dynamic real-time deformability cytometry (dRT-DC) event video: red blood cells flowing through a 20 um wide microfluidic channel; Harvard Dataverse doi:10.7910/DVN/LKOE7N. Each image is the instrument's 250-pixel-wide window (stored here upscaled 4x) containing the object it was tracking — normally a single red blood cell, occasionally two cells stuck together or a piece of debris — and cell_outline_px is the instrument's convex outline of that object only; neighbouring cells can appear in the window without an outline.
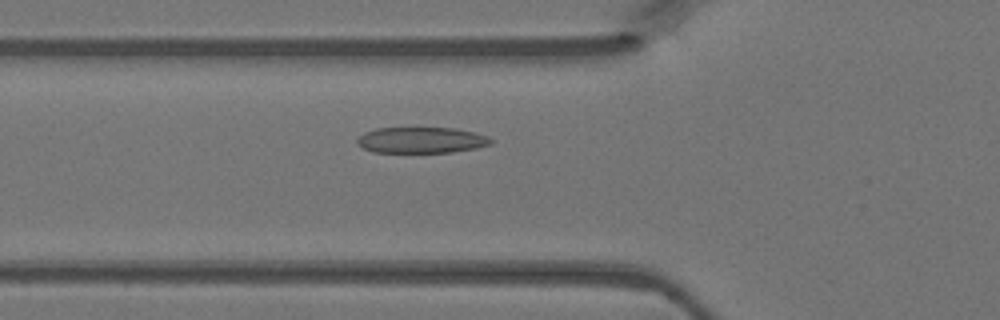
{"species": "Egyptian fruit bat (a non-hibernating species)", "species_latin": "Rousettus aegyptiacus", "temperature_condition": "warm", "stored_images_in_passage": 32, "camera_frame_rate_fps": 3000, "um_per_image_px": 0.085, "animal": {"sex": "female"}, "frame": {"image": 1, "passage_image": 7, "time_ms": 2.0, "image_size_px": [1000, 320], "cell_outline_px": [[492, 144], [476, 148], [452, 152], [372, 152], [356, 144], [356, 140], [364, 132], [376, 128], [456, 128], [488, 136], [492, 140]], "centroid_in_image_um": [35.8, 11.91], "position_along_channel_um": 90.0, "area_um2": 20.23}}
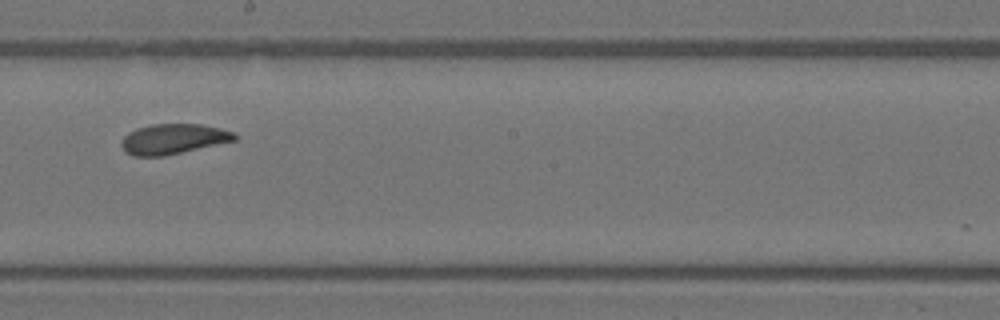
{"frame": {"image": 2, "passage_image": 17, "time_ms": 5.333, "image_size_px": [1000, 320], "cell_outline_px": [[240, 136], [236, 140], [164, 156], [132, 156], [124, 152], [120, 144], [124, 136], [128, 132], [136, 128], [152, 124], [200, 124], [220, 128], [236, 132]], "centroid_in_image_um": [14.73, 11.81], "position_along_channel_um": 233.5, "area_um2": 20.11}}
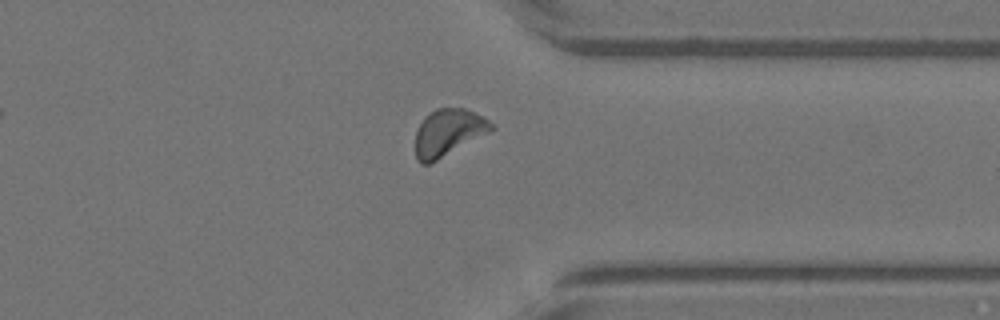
{"frame": {"image": 3, "passage_image": 27, "time_ms": 8.667, "image_size_px": [1000, 320], "cell_outline_px": [[496, 128], [436, 160], [428, 164], [420, 164], [416, 160], [416, 132], [424, 116], [436, 108], [464, 108], [484, 116]], "centroid_in_image_um": [38.09, 11.24], "position_along_channel_um": 373.3, "area_um2": 20.46}}